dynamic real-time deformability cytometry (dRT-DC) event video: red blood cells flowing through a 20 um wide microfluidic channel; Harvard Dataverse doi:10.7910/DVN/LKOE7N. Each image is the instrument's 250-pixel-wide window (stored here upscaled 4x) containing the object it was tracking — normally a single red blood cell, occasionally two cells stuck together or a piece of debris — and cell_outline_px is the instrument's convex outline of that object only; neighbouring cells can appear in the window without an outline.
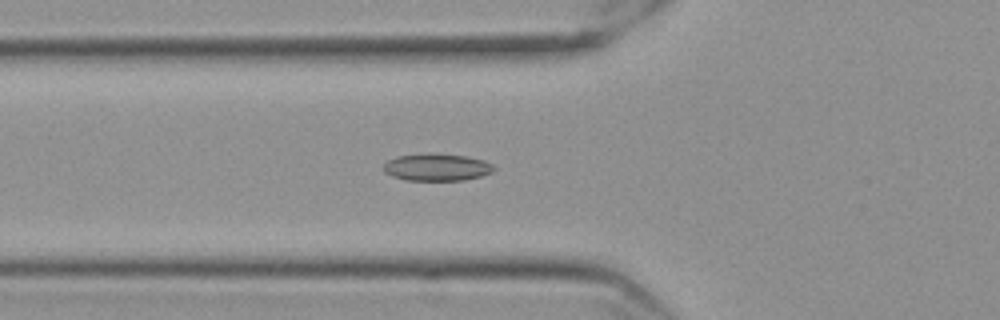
{"species": "Egyptian fruit bat (a non-hibernating species)", "species_latin": "Rousettus aegyptiacus", "temperature_condition": "cold", "stored_images_in_passage": 42, "camera_frame_rate_fps": 3000, "um_per_image_px": 0.085, "frame": {"image": 1, "passage_image": 6, "time_ms": 1.667, "image_size_px": [1000, 320], "cell_outline_px": [[496, 168], [492, 172], [480, 176], [464, 180], [404, 180], [392, 176], [384, 172], [380, 168], [388, 160], [396, 156], [464, 156], [484, 160], [492, 164]], "centroid_in_image_um": [37.11, 14.26], "position_along_channel_um": 88.7, "area_um2": 16.76}}
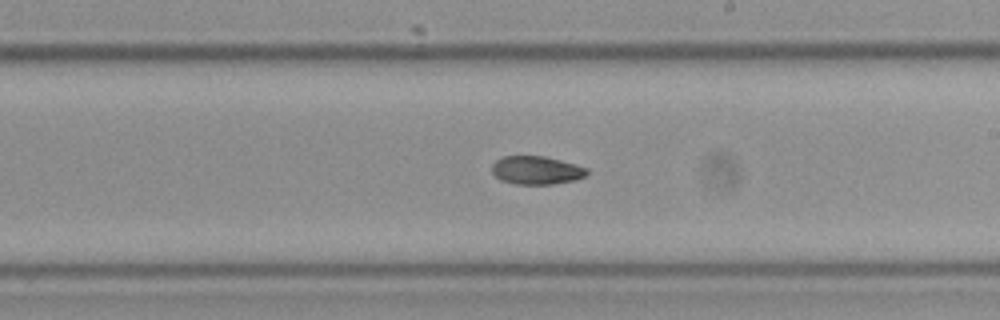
{"frame": {"image": 2, "passage_image": 19, "time_ms": 6.0, "image_size_px": [1000, 320], "cell_outline_px": [[588, 176], [572, 180], [552, 184], [516, 184], [500, 180], [492, 172], [492, 164], [496, 160], [504, 156], [544, 156], [560, 160], [588, 168]], "centroid_in_image_um": [45.59, 14.47], "position_along_channel_um": 243.4, "area_um2": 15.61}}
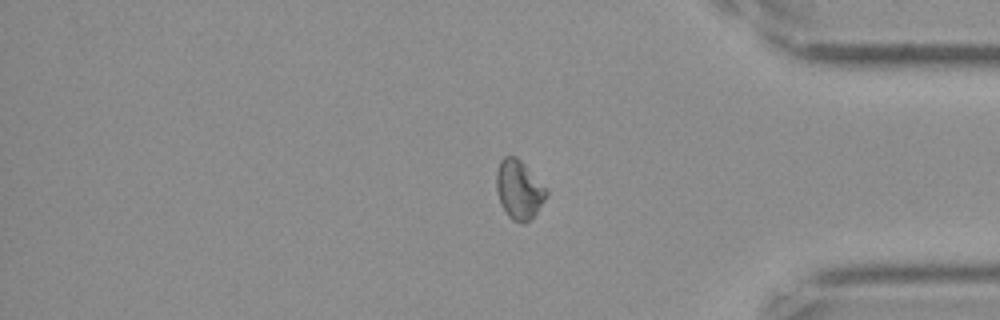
{"frame": {"image": 3, "passage_image": 33, "time_ms": 10.667, "image_size_px": [1000, 320], "cell_outline_px": [[548, 196], [536, 212], [528, 220], [512, 220], [508, 216], [496, 192], [496, 172], [500, 160], [504, 156], [516, 156], [524, 164], [548, 192]], "centroid_in_image_um": [44.08, 16.07], "position_along_channel_um": 391.1, "area_um2": 16.59}}